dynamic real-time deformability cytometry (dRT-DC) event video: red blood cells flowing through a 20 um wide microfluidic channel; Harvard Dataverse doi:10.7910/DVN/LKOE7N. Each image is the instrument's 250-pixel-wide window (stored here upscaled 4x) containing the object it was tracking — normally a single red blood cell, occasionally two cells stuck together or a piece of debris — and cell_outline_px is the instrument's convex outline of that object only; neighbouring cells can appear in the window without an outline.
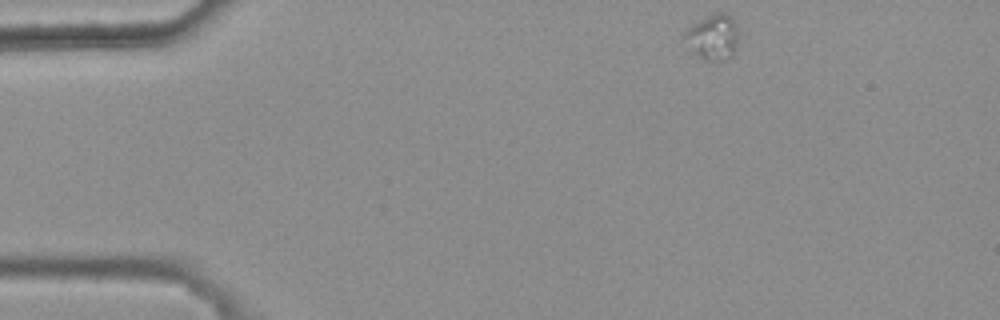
{"species": "common noctule bat (a hibernating species)", "species_latin": "Nyctalus noctula", "temperature_condition": "warm", "stored_images_in_passage": 3, "camera_frame_rate_fps": 3000, "um_per_image_px": 0.085, "animal": {"sex": "female", "body_mass_g": 25.1}, "frame": {"image": 1, "passage_image": 1, "time_ms": 0.0, "image_size_px": [1000, 320], "cell_outline_px": [[736, 48], [732, 56], [720, 60], [704, 60], [692, 52], [680, 36], [692, 24], [716, 12], [724, 12], [736, 24]], "centroid_in_image_um": [60.53, 3.16], "position_along_channel_um": 24.5, "area_um2": 14.16}}